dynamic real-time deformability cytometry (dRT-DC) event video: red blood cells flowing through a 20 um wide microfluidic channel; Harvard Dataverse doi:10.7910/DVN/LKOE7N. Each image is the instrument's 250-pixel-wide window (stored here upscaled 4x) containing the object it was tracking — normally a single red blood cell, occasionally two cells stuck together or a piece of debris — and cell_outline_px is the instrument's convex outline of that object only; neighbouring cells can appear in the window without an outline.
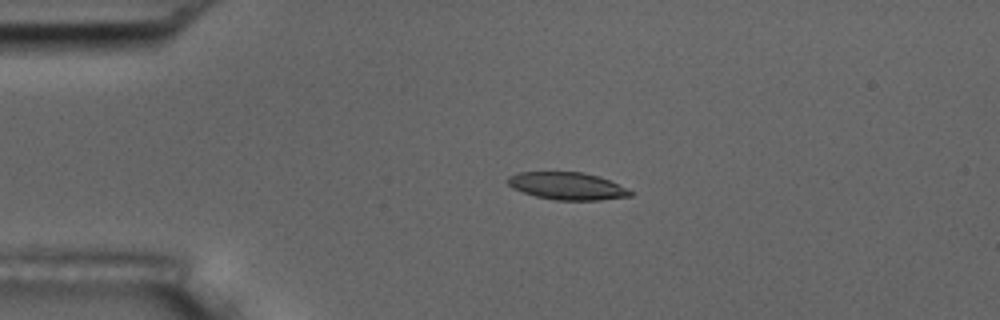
{"species": "common noctule bat (a hibernating species)", "species_latin": "Nyctalus noctula", "temperature_condition": "room temperature", "stored_images_in_passage": 3, "camera_frame_rate_fps": 3000, "um_per_image_px": 0.085, "animal": {"sex": "male", "body_mass_g": 17.5, "forearm_length_mm": 52.3}, "frame": {"image": 1, "passage_image": 2, "time_ms": 2.0, "image_size_px": [1000, 320], "cell_outline_px": [[632, 196], [600, 200], [556, 200], [536, 196], [512, 188], [508, 184], [508, 176], [520, 172], [584, 172], [608, 180], [632, 192]], "centroid_in_image_um": [48.18, 15.81], "position_along_channel_um": 36.8, "area_um2": 19.25}}